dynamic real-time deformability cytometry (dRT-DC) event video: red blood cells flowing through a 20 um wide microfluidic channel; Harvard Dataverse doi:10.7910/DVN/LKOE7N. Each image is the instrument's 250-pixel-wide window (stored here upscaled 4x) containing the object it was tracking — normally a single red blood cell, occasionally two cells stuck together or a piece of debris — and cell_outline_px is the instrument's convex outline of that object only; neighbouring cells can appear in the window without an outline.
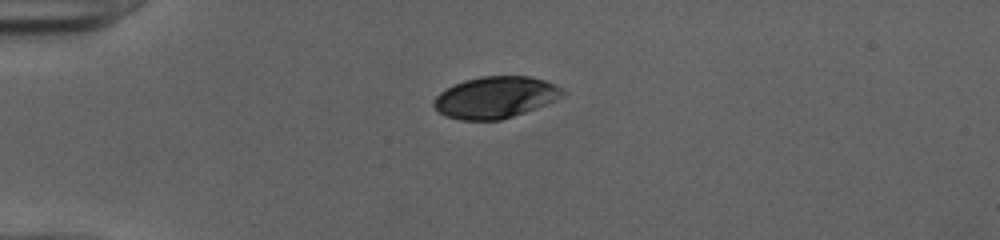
{"species": "human", "species_latin": "Homo sapiens", "temperature_condition": "cold", "stored_images_in_passage": 39, "camera_frame_rate_fps": 3000, "um_per_image_px": 0.085, "donor": {"sex": "female"}, "frame": {"image": 1, "passage_image": 1, "time_ms": 0.0, "image_size_px": [1000, 240], "cell_outline_px": [[568, 92], [564, 96], [524, 112], [500, 120], [460, 120], [444, 116], [432, 104], [432, 100], [440, 92], [464, 80], [480, 76], [532, 76], [556, 84]], "centroid_in_image_um": [42.11, 8.26], "position_along_channel_um": 42.9, "area_um2": 31.21}}
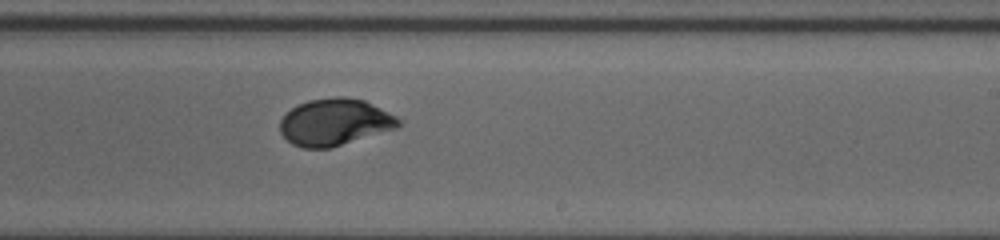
{"frame": {"image": 2, "passage_image": 20, "time_ms": 6.333, "image_size_px": [1000, 240], "cell_outline_px": [[404, 124], [396, 128], [332, 148], [304, 148], [292, 144], [280, 132], [280, 120], [292, 108], [308, 100], [336, 96], [344, 96], [364, 100], [404, 120]], "centroid_in_image_um": [28.49, 10.38], "position_along_channel_um": 260.5, "area_um2": 32.43}}
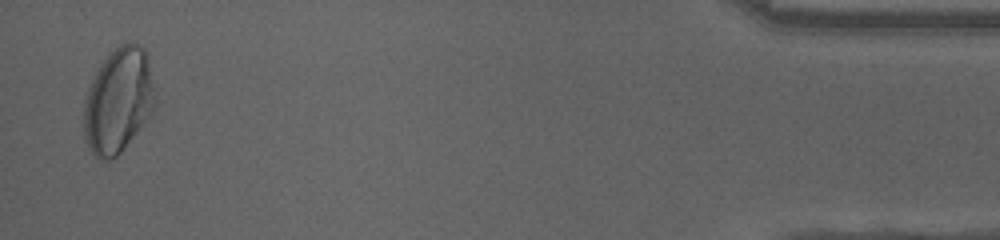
{"frame": {"image": 3, "passage_image": 38, "time_ms": 12.333, "image_size_px": [1000, 240], "cell_outline_px": [[156, 104], [148, 116], [120, 152], [116, 156], [108, 160], [100, 160], [92, 152], [84, 136], [84, 92], [92, 76], [100, 64], [120, 44], [132, 40], [144, 48], [148, 52]], "centroid_in_image_um": [10.03, 8.49], "position_along_channel_um": 425.2, "area_um2": 43.52}, "authors_computed_cell_mechanics": {"area_um2": 32.7148, "velocity_mm_per_s": 3.9982, "shape_relaxation_time_tau1_ms": 4.0743, "shape_relaxation_time_tau2_ms": null, "deformation_change_tau1": 0.1564, "deformation_change_tau2": null}}